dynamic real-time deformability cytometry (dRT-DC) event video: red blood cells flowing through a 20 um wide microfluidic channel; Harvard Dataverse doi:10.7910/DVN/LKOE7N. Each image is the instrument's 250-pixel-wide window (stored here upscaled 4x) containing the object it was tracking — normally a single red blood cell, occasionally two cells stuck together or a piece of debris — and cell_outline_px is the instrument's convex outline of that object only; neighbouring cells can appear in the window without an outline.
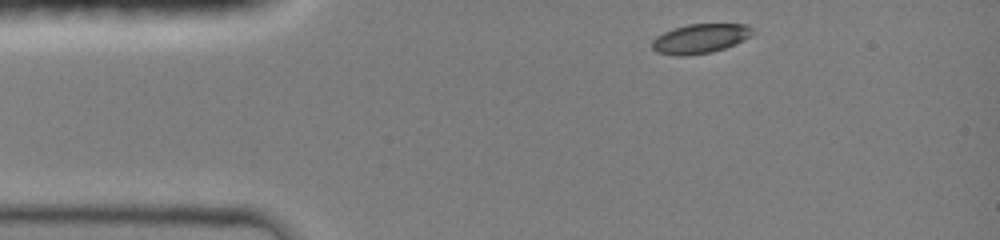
{"species": "common noctule bat (a hibernating species)", "species_latin": "Nyctalus noctula", "temperature_condition": "room temperature", "stored_images_in_passage": 5, "camera_frame_rate_fps": 3000, "um_per_image_px": 0.085, "animal": {"sex": "female", "body_mass_g": 19.0, "forearm_length_mm": 51.5}, "frame": {"image": 1, "passage_image": 1, "time_ms": 0.0, "image_size_px": [1000, 240], "cell_outline_px": [[756, 32], [752, 36], [736, 44], [712, 52], [684, 56], [676, 56], [656, 52], [652, 48], [652, 40], [656, 36], [672, 28], [688, 24], [748, 24]], "centroid_in_image_um": [59.53, 3.28], "position_along_channel_um": 25.5, "area_um2": 17.51}}
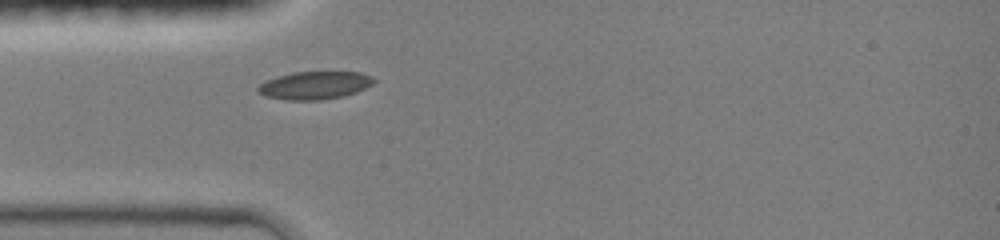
{"frame": {"image": 2, "passage_image": 5, "time_ms": 2.0, "image_size_px": [1000, 240], "cell_outline_px": [[376, 80], [372, 84], [356, 92], [344, 96], [320, 100], [288, 100], [264, 96], [256, 92], [256, 88], [264, 80], [276, 76], [292, 72], [360, 72], [372, 76]], "centroid_in_image_um": [26.7, 7.25], "position_along_channel_um": 58.3, "area_um2": 19.02}}